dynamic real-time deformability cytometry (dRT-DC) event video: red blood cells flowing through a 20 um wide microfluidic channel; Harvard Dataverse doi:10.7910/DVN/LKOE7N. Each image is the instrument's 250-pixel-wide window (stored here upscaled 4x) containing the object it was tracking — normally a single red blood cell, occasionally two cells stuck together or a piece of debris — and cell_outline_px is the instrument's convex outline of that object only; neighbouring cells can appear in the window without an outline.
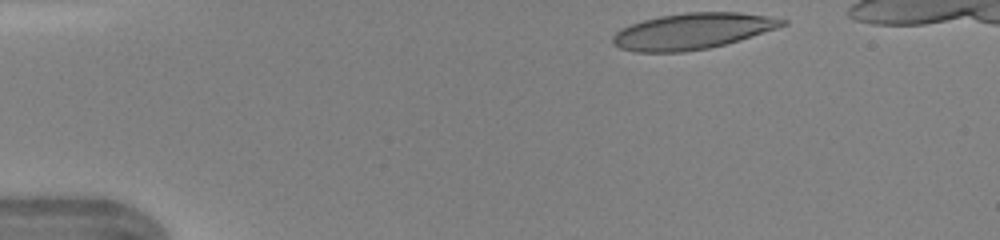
{"species": "human", "species_latin": "Homo sapiens", "temperature_condition": "warm", "stored_images_in_passage": 38, "camera_frame_rate_fps": 3000, "um_per_image_px": 0.085, "donor": {"sex": "female"}, "frame": {"image": 1, "passage_image": 1, "time_ms": 0.0, "image_size_px": [1000, 240], "cell_outline_px": [[788, 24], [740, 40], [708, 48], [684, 52], [636, 52], [620, 48], [612, 44], [612, 36], [616, 32], [632, 24], [644, 20], [660, 16], [688, 12], [740, 12], [768, 16], [788, 20]], "centroid_in_image_um": [58.87, 2.65], "position_along_channel_um": 26.1, "area_um2": 35.43}}
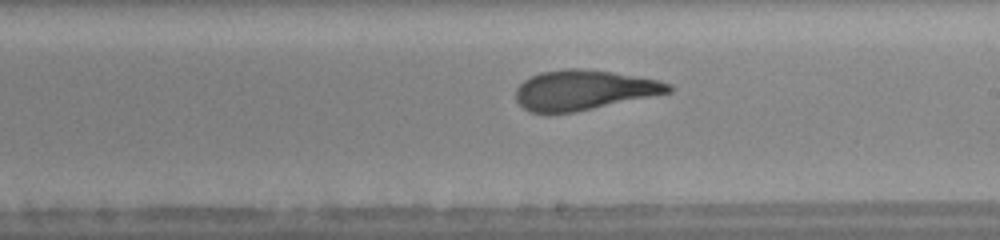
{"frame": {"image": 2, "passage_image": 21, "time_ms": 6.667, "image_size_px": [1000, 240], "cell_outline_px": [[672, 92], [572, 112], [528, 112], [516, 100], [516, 88], [524, 80], [540, 72], [564, 68], [576, 68], [612, 72], [660, 80], [672, 84]], "centroid_in_image_um": [49.62, 7.64], "position_along_channel_um": 239.4, "area_um2": 35.14}}
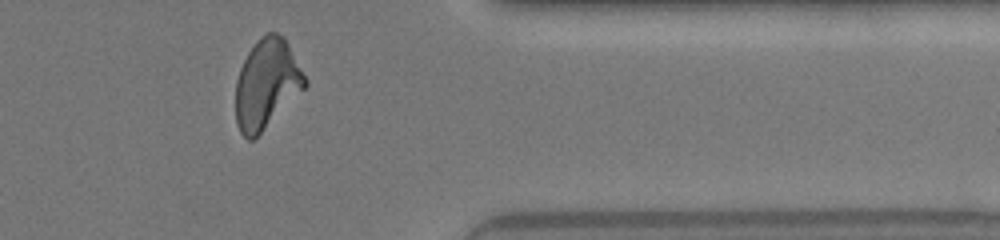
{"frame": {"image": 3, "passage_image": 32, "time_ms": 10.333, "image_size_px": [1000, 240], "cell_outline_px": [[308, 84], [252, 140], [248, 140], [240, 132], [236, 124], [236, 80], [240, 68], [248, 52], [256, 40], [260, 36], [268, 32], [276, 32], [288, 44], [308, 80]], "centroid_in_image_um": [22.65, 7.11], "position_along_channel_um": 388.8, "area_um2": 35.49}}